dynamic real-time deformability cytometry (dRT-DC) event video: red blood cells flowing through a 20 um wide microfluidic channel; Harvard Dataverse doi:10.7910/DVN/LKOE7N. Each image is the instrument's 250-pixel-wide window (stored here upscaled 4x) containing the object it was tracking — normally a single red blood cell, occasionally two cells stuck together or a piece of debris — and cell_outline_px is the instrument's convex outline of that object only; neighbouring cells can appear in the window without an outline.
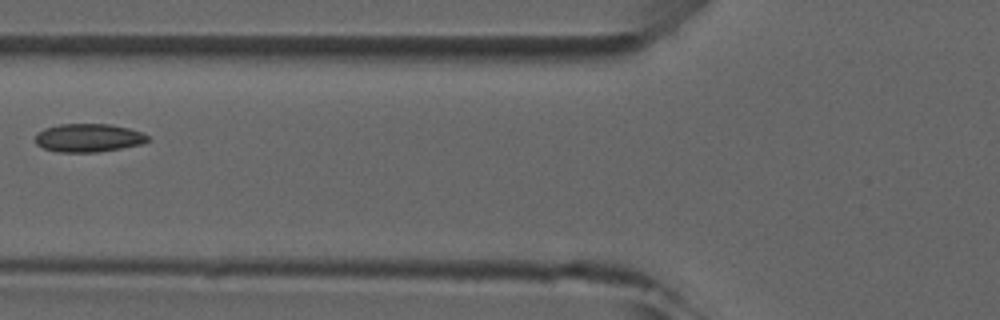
{"species": "common noctule bat (a hibernating species)", "species_latin": "Nyctalus noctula", "temperature_condition": "room temperature", "stored_images_in_passage": 3, "camera_frame_rate_fps": 3000, "um_per_image_px": 0.085, "animal": {"sex": "male", "forearm_length_mm": 52.5}, "frame": {"image": 1, "passage_image": 2, "time_ms": 1.333, "image_size_px": [1000, 320], "cell_outline_px": [[148, 140], [140, 144], [120, 148], [96, 152], [60, 152], [44, 148], [36, 144], [36, 136], [44, 128], [60, 124], [112, 124], [128, 128], [140, 132], [148, 136]], "centroid_in_image_um": [7.5, 11.71], "position_along_channel_um": 118.3, "area_um2": 18.26}}
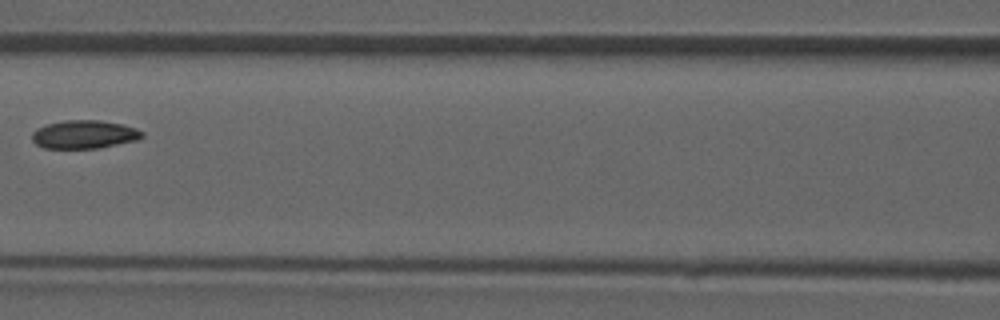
{"frame": {"image": 2, "passage_image": 3, "time_ms": 2.333, "image_size_px": [1000, 320], "cell_outline_px": [[144, 136], [140, 140], [96, 148], [44, 148], [36, 144], [32, 140], [32, 132], [36, 128], [48, 124], [64, 120], [100, 120], [120, 124], [136, 128], [144, 132]], "centroid_in_image_um": [7.17, 11.42], "position_along_channel_um": 159.4, "area_um2": 18.21}}